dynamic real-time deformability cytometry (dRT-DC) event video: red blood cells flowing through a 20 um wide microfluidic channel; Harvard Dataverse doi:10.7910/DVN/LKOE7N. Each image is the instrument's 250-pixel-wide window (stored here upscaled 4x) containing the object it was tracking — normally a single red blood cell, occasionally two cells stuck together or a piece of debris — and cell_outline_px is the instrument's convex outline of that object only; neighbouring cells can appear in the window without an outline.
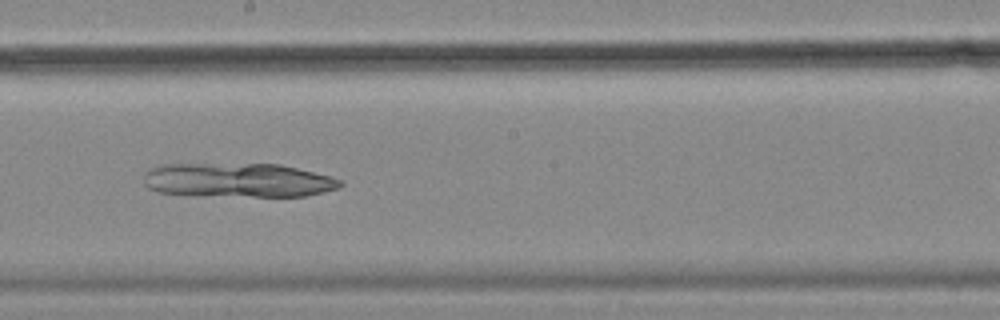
{"species": "common noctule bat (a hibernating species)", "species_latin": "Nyctalus noctula", "temperature_condition": "cold", "stored_images_in_passage": 36, "camera_frame_rate_fps": 3000, "um_per_image_px": 0.085, "animal": {"sex": "female", "body_mass_g": 18.4}, "frame": {"image": 1, "passage_image": 18, "time_ms": 5.667, "image_size_px": [1000, 320], "cell_outline_px": [[344, 184], [340, 188], [304, 196], [252, 196], [160, 192], [148, 188], [144, 184], [144, 176], [148, 168], [156, 164], [280, 164], [332, 176], [344, 180]], "centroid_in_image_um": [20.28, 15.29], "position_along_channel_um": 227.9, "area_um2": 38.96}}